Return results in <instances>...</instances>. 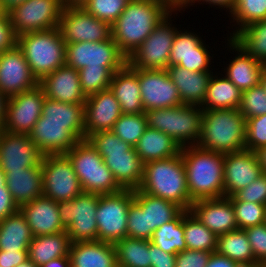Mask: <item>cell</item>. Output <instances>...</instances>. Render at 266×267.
I'll use <instances>...</instances> for the list:
<instances>
[{
	"mask_svg": "<svg viewBox=\"0 0 266 267\" xmlns=\"http://www.w3.org/2000/svg\"><path fill=\"white\" fill-rule=\"evenodd\" d=\"M24 1L26 0H2L3 6L6 8L7 11L13 6H16Z\"/></svg>",
	"mask_w": 266,
	"mask_h": 267,
	"instance_id": "89a4df30",
	"label": "cell"
},
{
	"mask_svg": "<svg viewBox=\"0 0 266 267\" xmlns=\"http://www.w3.org/2000/svg\"><path fill=\"white\" fill-rule=\"evenodd\" d=\"M213 58L214 54H188L177 66L194 72H213L215 71V68H211V64L214 63L211 61Z\"/></svg>",
	"mask_w": 266,
	"mask_h": 267,
	"instance_id": "11a10c76",
	"label": "cell"
},
{
	"mask_svg": "<svg viewBox=\"0 0 266 267\" xmlns=\"http://www.w3.org/2000/svg\"><path fill=\"white\" fill-rule=\"evenodd\" d=\"M147 129L145 113L122 114L115 122L112 129L113 133L120 139L135 147L139 138Z\"/></svg>",
	"mask_w": 266,
	"mask_h": 267,
	"instance_id": "ee69618b",
	"label": "cell"
},
{
	"mask_svg": "<svg viewBox=\"0 0 266 267\" xmlns=\"http://www.w3.org/2000/svg\"><path fill=\"white\" fill-rule=\"evenodd\" d=\"M231 200H242L266 205V174H262L248 186L238 190L232 196Z\"/></svg>",
	"mask_w": 266,
	"mask_h": 267,
	"instance_id": "816d5d0a",
	"label": "cell"
},
{
	"mask_svg": "<svg viewBox=\"0 0 266 267\" xmlns=\"http://www.w3.org/2000/svg\"><path fill=\"white\" fill-rule=\"evenodd\" d=\"M264 223L266 224V211H265V219H264Z\"/></svg>",
	"mask_w": 266,
	"mask_h": 267,
	"instance_id": "b9fcfbb0",
	"label": "cell"
},
{
	"mask_svg": "<svg viewBox=\"0 0 266 267\" xmlns=\"http://www.w3.org/2000/svg\"><path fill=\"white\" fill-rule=\"evenodd\" d=\"M69 257L71 267H115L117 264L114 244L98 240L71 243Z\"/></svg>",
	"mask_w": 266,
	"mask_h": 267,
	"instance_id": "f546056e",
	"label": "cell"
},
{
	"mask_svg": "<svg viewBox=\"0 0 266 267\" xmlns=\"http://www.w3.org/2000/svg\"><path fill=\"white\" fill-rule=\"evenodd\" d=\"M238 229H246L264 223L266 205L254 202L232 200Z\"/></svg>",
	"mask_w": 266,
	"mask_h": 267,
	"instance_id": "bcb514c9",
	"label": "cell"
},
{
	"mask_svg": "<svg viewBox=\"0 0 266 267\" xmlns=\"http://www.w3.org/2000/svg\"><path fill=\"white\" fill-rule=\"evenodd\" d=\"M87 140L102 156L122 189H138L144 176V163L132 147L113 131H101L90 135Z\"/></svg>",
	"mask_w": 266,
	"mask_h": 267,
	"instance_id": "3957f363",
	"label": "cell"
},
{
	"mask_svg": "<svg viewBox=\"0 0 266 267\" xmlns=\"http://www.w3.org/2000/svg\"><path fill=\"white\" fill-rule=\"evenodd\" d=\"M266 146V114L246 119L245 149L256 152Z\"/></svg>",
	"mask_w": 266,
	"mask_h": 267,
	"instance_id": "f907efd6",
	"label": "cell"
},
{
	"mask_svg": "<svg viewBox=\"0 0 266 267\" xmlns=\"http://www.w3.org/2000/svg\"><path fill=\"white\" fill-rule=\"evenodd\" d=\"M17 45V36L14 32L8 13L0 18V53L12 49Z\"/></svg>",
	"mask_w": 266,
	"mask_h": 267,
	"instance_id": "9f6ffc18",
	"label": "cell"
},
{
	"mask_svg": "<svg viewBox=\"0 0 266 267\" xmlns=\"http://www.w3.org/2000/svg\"><path fill=\"white\" fill-rule=\"evenodd\" d=\"M43 195L55 202L72 200L83 192L66 154L43 155L41 161Z\"/></svg>",
	"mask_w": 266,
	"mask_h": 267,
	"instance_id": "4fadbf2b",
	"label": "cell"
},
{
	"mask_svg": "<svg viewBox=\"0 0 266 267\" xmlns=\"http://www.w3.org/2000/svg\"><path fill=\"white\" fill-rule=\"evenodd\" d=\"M122 68H87L78 70L82 92L86 97L108 89L113 74Z\"/></svg>",
	"mask_w": 266,
	"mask_h": 267,
	"instance_id": "f6af8a7d",
	"label": "cell"
},
{
	"mask_svg": "<svg viewBox=\"0 0 266 267\" xmlns=\"http://www.w3.org/2000/svg\"><path fill=\"white\" fill-rule=\"evenodd\" d=\"M18 210L19 207L13 201L12 196L5 184L3 187H1L0 191V220H3L7 216L16 213Z\"/></svg>",
	"mask_w": 266,
	"mask_h": 267,
	"instance_id": "680465c9",
	"label": "cell"
},
{
	"mask_svg": "<svg viewBox=\"0 0 266 267\" xmlns=\"http://www.w3.org/2000/svg\"><path fill=\"white\" fill-rule=\"evenodd\" d=\"M246 119L239 109L204 110L197 146L223 154L245 149Z\"/></svg>",
	"mask_w": 266,
	"mask_h": 267,
	"instance_id": "5b68a950",
	"label": "cell"
},
{
	"mask_svg": "<svg viewBox=\"0 0 266 267\" xmlns=\"http://www.w3.org/2000/svg\"><path fill=\"white\" fill-rule=\"evenodd\" d=\"M245 230L253 256L259 265L266 266V224L248 227Z\"/></svg>",
	"mask_w": 266,
	"mask_h": 267,
	"instance_id": "f5cc1de1",
	"label": "cell"
},
{
	"mask_svg": "<svg viewBox=\"0 0 266 267\" xmlns=\"http://www.w3.org/2000/svg\"><path fill=\"white\" fill-rule=\"evenodd\" d=\"M153 233L148 229L147 212L133 200L128 209L127 237L151 240Z\"/></svg>",
	"mask_w": 266,
	"mask_h": 267,
	"instance_id": "681fc988",
	"label": "cell"
},
{
	"mask_svg": "<svg viewBox=\"0 0 266 267\" xmlns=\"http://www.w3.org/2000/svg\"><path fill=\"white\" fill-rule=\"evenodd\" d=\"M45 95L35 88L7 98L3 130L15 134H29L42 115Z\"/></svg>",
	"mask_w": 266,
	"mask_h": 267,
	"instance_id": "2e32d148",
	"label": "cell"
},
{
	"mask_svg": "<svg viewBox=\"0 0 266 267\" xmlns=\"http://www.w3.org/2000/svg\"><path fill=\"white\" fill-rule=\"evenodd\" d=\"M115 267H126V266H122V265H120V264H116Z\"/></svg>",
	"mask_w": 266,
	"mask_h": 267,
	"instance_id": "2a66077c",
	"label": "cell"
},
{
	"mask_svg": "<svg viewBox=\"0 0 266 267\" xmlns=\"http://www.w3.org/2000/svg\"><path fill=\"white\" fill-rule=\"evenodd\" d=\"M42 123L68 124V129L79 140H84V104L63 103L45 97Z\"/></svg>",
	"mask_w": 266,
	"mask_h": 267,
	"instance_id": "4dcf8cb0",
	"label": "cell"
},
{
	"mask_svg": "<svg viewBox=\"0 0 266 267\" xmlns=\"http://www.w3.org/2000/svg\"><path fill=\"white\" fill-rule=\"evenodd\" d=\"M166 70L178 90L182 104L201 107L213 72H194L177 65Z\"/></svg>",
	"mask_w": 266,
	"mask_h": 267,
	"instance_id": "83f0119b",
	"label": "cell"
},
{
	"mask_svg": "<svg viewBox=\"0 0 266 267\" xmlns=\"http://www.w3.org/2000/svg\"><path fill=\"white\" fill-rule=\"evenodd\" d=\"M138 190L190 211L193 201L189 196L181 152L174 157L144 164V176Z\"/></svg>",
	"mask_w": 266,
	"mask_h": 267,
	"instance_id": "277c9868",
	"label": "cell"
},
{
	"mask_svg": "<svg viewBox=\"0 0 266 267\" xmlns=\"http://www.w3.org/2000/svg\"><path fill=\"white\" fill-rule=\"evenodd\" d=\"M4 185H5V174L0 169V191H1V187H3Z\"/></svg>",
	"mask_w": 266,
	"mask_h": 267,
	"instance_id": "34e18365",
	"label": "cell"
},
{
	"mask_svg": "<svg viewBox=\"0 0 266 267\" xmlns=\"http://www.w3.org/2000/svg\"><path fill=\"white\" fill-rule=\"evenodd\" d=\"M195 3L198 5H208L209 4V7H215V9L219 8L220 10L224 9L226 11L227 14H231L234 7H235V4H236V0H188L186 2V5L184 7V9L182 11H185V9L188 8L190 9V6H194ZM229 12V13H228Z\"/></svg>",
	"mask_w": 266,
	"mask_h": 267,
	"instance_id": "94428289",
	"label": "cell"
},
{
	"mask_svg": "<svg viewBox=\"0 0 266 267\" xmlns=\"http://www.w3.org/2000/svg\"><path fill=\"white\" fill-rule=\"evenodd\" d=\"M183 210L175 219L158 227L151 238V243L169 254H177L187 249L184 239V215Z\"/></svg>",
	"mask_w": 266,
	"mask_h": 267,
	"instance_id": "74e56055",
	"label": "cell"
},
{
	"mask_svg": "<svg viewBox=\"0 0 266 267\" xmlns=\"http://www.w3.org/2000/svg\"><path fill=\"white\" fill-rule=\"evenodd\" d=\"M178 16V10H173L160 22L146 40L128 58V64L139 69H167L175 34L180 27L173 24L171 18ZM175 25V26H174Z\"/></svg>",
	"mask_w": 266,
	"mask_h": 267,
	"instance_id": "30bf717a",
	"label": "cell"
},
{
	"mask_svg": "<svg viewBox=\"0 0 266 267\" xmlns=\"http://www.w3.org/2000/svg\"><path fill=\"white\" fill-rule=\"evenodd\" d=\"M212 253L186 249L176 254L175 267H206Z\"/></svg>",
	"mask_w": 266,
	"mask_h": 267,
	"instance_id": "db71d44e",
	"label": "cell"
},
{
	"mask_svg": "<svg viewBox=\"0 0 266 267\" xmlns=\"http://www.w3.org/2000/svg\"><path fill=\"white\" fill-rule=\"evenodd\" d=\"M256 154L258 156L260 167L262 168L263 173L266 174V146L257 150Z\"/></svg>",
	"mask_w": 266,
	"mask_h": 267,
	"instance_id": "003e7915",
	"label": "cell"
},
{
	"mask_svg": "<svg viewBox=\"0 0 266 267\" xmlns=\"http://www.w3.org/2000/svg\"><path fill=\"white\" fill-rule=\"evenodd\" d=\"M130 0H88L83 6L95 18L112 25Z\"/></svg>",
	"mask_w": 266,
	"mask_h": 267,
	"instance_id": "7dc6e473",
	"label": "cell"
},
{
	"mask_svg": "<svg viewBox=\"0 0 266 267\" xmlns=\"http://www.w3.org/2000/svg\"><path fill=\"white\" fill-rule=\"evenodd\" d=\"M99 197V194L82 192L72 200L58 202L61 222L71 243L97 240Z\"/></svg>",
	"mask_w": 266,
	"mask_h": 267,
	"instance_id": "9c48e42d",
	"label": "cell"
},
{
	"mask_svg": "<svg viewBox=\"0 0 266 267\" xmlns=\"http://www.w3.org/2000/svg\"><path fill=\"white\" fill-rule=\"evenodd\" d=\"M33 237L20 210L0 220V250H28Z\"/></svg>",
	"mask_w": 266,
	"mask_h": 267,
	"instance_id": "e575fe53",
	"label": "cell"
},
{
	"mask_svg": "<svg viewBox=\"0 0 266 267\" xmlns=\"http://www.w3.org/2000/svg\"><path fill=\"white\" fill-rule=\"evenodd\" d=\"M39 85L24 57L16 45L0 53V93L6 98L29 91Z\"/></svg>",
	"mask_w": 266,
	"mask_h": 267,
	"instance_id": "ac0fdd59",
	"label": "cell"
},
{
	"mask_svg": "<svg viewBox=\"0 0 266 267\" xmlns=\"http://www.w3.org/2000/svg\"><path fill=\"white\" fill-rule=\"evenodd\" d=\"M216 252L226 256L242 267L259 265L244 229H237L218 236Z\"/></svg>",
	"mask_w": 266,
	"mask_h": 267,
	"instance_id": "8d00e7d4",
	"label": "cell"
},
{
	"mask_svg": "<svg viewBox=\"0 0 266 267\" xmlns=\"http://www.w3.org/2000/svg\"><path fill=\"white\" fill-rule=\"evenodd\" d=\"M239 111L245 119L266 114V92L261 84L242 92Z\"/></svg>",
	"mask_w": 266,
	"mask_h": 267,
	"instance_id": "c3c4849f",
	"label": "cell"
},
{
	"mask_svg": "<svg viewBox=\"0 0 266 267\" xmlns=\"http://www.w3.org/2000/svg\"><path fill=\"white\" fill-rule=\"evenodd\" d=\"M117 264L151 267L150 240L125 237L114 244Z\"/></svg>",
	"mask_w": 266,
	"mask_h": 267,
	"instance_id": "f35d334b",
	"label": "cell"
},
{
	"mask_svg": "<svg viewBox=\"0 0 266 267\" xmlns=\"http://www.w3.org/2000/svg\"><path fill=\"white\" fill-rule=\"evenodd\" d=\"M46 98L63 103L84 104L87 97L82 92L79 73L63 65L39 81Z\"/></svg>",
	"mask_w": 266,
	"mask_h": 267,
	"instance_id": "cb8c5ba5",
	"label": "cell"
},
{
	"mask_svg": "<svg viewBox=\"0 0 266 267\" xmlns=\"http://www.w3.org/2000/svg\"><path fill=\"white\" fill-rule=\"evenodd\" d=\"M5 184L13 201L20 207L43 196L42 167L22 168L5 173Z\"/></svg>",
	"mask_w": 266,
	"mask_h": 267,
	"instance_id": "f1b7e54d",
	"label": "cell"
},
{
	"mask_svg": "<svg viewBox=\"0 0 266 267\" xmlns=\"http://www.w3.org/2000/svg\"><path fill=\"white\" fill-rule=\"evenodd\" d=\"M231 25V32L226 38H233L242 28L247 25L266 20V0H236L235 7L228 15ZM231 17V18H230Z\"/></svg>",
	"mask_w": 266,
	"mask_h": 267,
	"instance_id": "7bdbcfd3",
	"label": "cell"
},
{
	"mask_svg": "<svg viewBox=\"0 0 266 267\" xmlns=\"http://www.w3.org/2000/svg\"><path fill=\"white\" fill-rule=\"evenodd\" d=\"M43 154L27 134H15L0 130V169L17 171L22 168L39 167Z\"/></svg>",
	"mask_w": 266,
	"mask_h": 267,
	"instance_id": "d6986e66",
	"label": "cell"
},
{
	"mask_svg": "<svg viewBox=\"0 0 266 267\" xmlns=\"http://www.w3.org/2000/svg\"><path fill=\"white\" fill-rule=\"evenodd\" d=\"M160 1L165 2L171 9L178 10L180 13H182V10L186 5L185 0H160Z\"/></svg>",
	"mask_w": 266,
	"mask_h": 267,
	"instance_id": "e7e4bbea",
	"label": "cell"
},
{
	"mask_svg": "<svg viewBox=\"0 0 266 267\" xmlns=\"http://www.w3.org/2000/svg\"><path fill=\"white\" fill-rule=\"evenodd\" d=\"M134 201L147 212L148 229L153 232L175 219L183 209L177 204L162 198L150 195L138 189L134 190Z\"/></svg>",
	"mask_w": 266,
	"mask_h": 267,
	"instance_id": "d590c367",
	"label": "cell"
},
{
	"mask_svg": "<svg viewBox=\"0 0 266 267\" xmlns=\"http://www.w3.org/2000/svg\"><path fill=\"white\" fill-rule=\"evenodd\" d=\"M6 102L7 98L0 93V130L5 122Z\"/></svg>",
	"mask_w": 266,
	"mask_h": 267,
	"instance_id": "03108f58",
	"label": "cell"
},
{
	"mask_svg": "<svg viewBox=\"0 0 266 267\" xmlns=\"http://www.w3.org/2000/svg\"><path fill=\"white\" fill-rule=\"evenodd\" d=\"M64 8L83 7L88 0H61Z\"/></svg>",
	"mask_w": 266,
	"mask_h": 267,
	"instance_id": "a7ac6f4b",
	"label": "cell"
},
{
	"mask_svg": "<svg viewBox=\"0 0 266 267\" xmlns=\"http://www.w3.org/2000/svg\"><path fill=\"white\" fill-rule=\"evenodd\" d=\"M195 32L185 28L184 31L183 28L177 30L170 51L169 67L178 65L188 54H212L209 49L211 46L202 39L203 35Z\"/></svg>",
	"mask_w": 266,
	"mask_h": 267,
	"instance_id": "b9f144b4",
	"label": "cell"
},
{
	"mask_svg": "<svg viewBox=\"0 0 266 267\" xmlns=\"http://www.w3.org/2000/svg\"><path fill=\"white\" fill-rule=\"evenodd\" d=\"M7 14L6 8L3 6L2 0H0V18Z\"/></svg>",
	"mask_w": 266,
	"mask_h": 267,
	"instance_id": "753ad0ef",
	"label": "cell"
},
{
	"mask_svg": "<svg viewBox=\"0 0 266 267\" xmlns=\"http://www.w3.org/2000/svg\"><path fill=\"white\" fill-rule=\"evenodd\" d=\"M34 237L53 235L66 231L61 222L58 202L51 198L37 197L19 207Z\"/></svg>",
	"mask_w": 266,
	"mask_h": 267,
	"instance_id": "d4e9b609",
	"label": "cell"
},
{
	"mask_svg": "<svg viewBox=\"0 0 266 267\" xmlns=\"http://www.w3.org/2000/svg\"><path fill=\"white\" fill-rule=\"evenodd\" d=\"M28 135L43 155L66 154L80 141L68 124L42 123V115Z\"/></svg>",
	"mask_w": 266,
	"mask_h": 267,
	"instance_id": "484cf974",
	"label": "cell"
},
{
	"mask_svg": "<svg viewBox=\"0 0 266 267\" xmlns=\"http://www.w3.org/2000/svg\"><path fill=\"white\" fill-rule=\"evenodd\" d=\"M184 239L187 249L216 252L218 236L188 211L184 215Z\"/></svg>",
	"mask_w": 266,
	"mask_h": 267,
	"instance_id": "ab89813d",
	"label": "cell"
},
{
	"mask_svg": "<svg viewBox=\"0 0 266 267\" xmlns=\"http://www.w3.org/2000/svg\"><path fill=\"white\" fill-rule=\"evenodd\" d=\"M151 267H175L176 254H169L161 250L150 241Z\"/></svg>",
	"mask_w": 266,
	"mask_h": 267,
	"instance_id": "6f0895ef",
	"label": "cell"
},
{
	"mask_svg": "<svg viewBox=\"0 0 266 267\" xmlns=\"http://www.w3.org/2000/svg\"><path fill=\"white\" fill-rule=\"evenodd\" d=\"M110 90L120 104L122 114L144 113L137 68L128 63L113 74Z\"/></svg>",
	"mask_w": 266,
	"mask_h": 267,
	"instance_id": "4316f807",
	"label": "cell"
},
{
	"mask_svg": "<svg viewBox=\"0 0 266 267\" xmlns=\"http://www.w3.org/2000/svg\"><path fill=\"white\" fill-rule=\"evenodd\" d=\"M16 267H39V266H37L33 261H31L28 258L24 262H22L19 265H17Z\"/></svg>",
	"mask_w": 266,
	"mask_h": 267,
	"instance_id": "2644e50d",
	"label": "cell"
},
{
	"mask_svg": "<svg viewBox=\"0 0 266 267\" xmlns=\"http://www.w3.org/2000/svg\"><path fill=\"white\" fill-rule=\"evenodd\" d=\"M190 211L217 236L238 229L232 200L229 197L194 201Z\"/></svg>",
	"mask_w": 266,
	"mask_h": 267,
	"instance_id": "603a6c76",
	"label": "cell"
},
{
	"mask_svg": "<svg viewBox=\"0 0 266 267\" xmlns=\"http://www.w3.org/2000/svg\"><path fill=\"white\" fill-rule=\"evenodd\" d=\"M128 58L112 37L106 41L66 44V65L77 71L87 68H123Z\"/></svg>",
	"mask_w": 266,
	"mask_h": 267,
	"instance_id": "5bb4252c",
	"label": "cell"
},
{
	"mask_svg": "<svg viewBox=\"0 0 266 267\" xmlns=\"http://www.w3.org/2000/svg\"><path fill=\"white\" fill-rule=\"evenodd\" d=\"M40 267H71V261L69 256L59 257L48 261Z\"/></svg>",
	"mask_w": 266,
	"mask_h": 267,
	"instance_id": "be15d7a7",
	"label": "cell"
},
{
	"mask_svg": "<svg viewBox=\"0 0 266 267\" xmlns=\"http://www.w3.org/2000/svg\"><path fill=\"white\" fill-rule=\"evenodd\" d=\"M191 200L224 197V154L197 145L181 147Z\"/></svg>",
	"mask_w": 266,
	"mask_h": 267,
	"instance_id": "7a4b0ae2",
	"label": "cell"
},
{
	"mask_svg": "<svg viewBox=\"0 0 266 267\" xmlns=\"http://www.w3.org/2000/svg\"><path fill=\"white\" fill-rule=\"evenodd\" d=\"M136 153L146 164L178 155L181 146L165 133L147 127L135 146Z\"/></svg>",
	"mask_w": 266,
	"mask_h": 267,
	"instance_id": "1f68e13d",
	"label": "cell"
},
{
	"mask_svg": "<svg viewBox=\"0 0 266 267\" xmlns=\"http://www.w3.org/2000/svg\"><path fill=\"white\" fill-rule=\"evenodd\" d=\"M206 267H242L226 256L213 252L209 257Z\"/></svg>",
	"mask_w": 266,
	"mask_h": 267,
	"instance_id": "6125c7cd",
	"label": "cell"
},
{
	"mask_svg": "<svg viewBox=\"0 0 266 267\" xmlns=\"http://www.w3.org/2000/svg\"><path fill=\"white\" fill-rule=\"evenodd\" d=\"M144 111L182 105L178 90L166 69L137 68Z\"/></svg>",
	"mask_w": 266,
	"mask_h": 267,
	"instance_id": "e0dca14e",
	"label": "cell"
},
{
	"mask_svg": "<svg viewBox=\"0 0 266 267\" xmlns=\"http://www.w3.org/2000/svg\"><path fill=\"white\" fill-rule=\"evenodd\" d=\"M17 46L38 81L66 65V43L59 28L22 34Z\"/></svg>",
	"mask_w": 266,
	"mask_h": 267,
	"instance_id": "8992f818",
	"label": "cell"
},
{
	"mask_svg": "<svg viewBox=\"0 0 266 267\" xmlns=\"http://www.w3.org/2000/svg\"><path fill=\"white\" fill-rule=\"evenodd\" d=\"M215 72L209 80L201 109H239L242 92L223 74Z\"/></svg>",
	"mask_w": 266,
	"mask_h": 267,
	"instance_id": "d6a6232c",
	"label": "cell"
},
{
	"mask_svg": "<svg viewBox=\"0 0 266 267\" xmlns=\"http://www.w3.org/2000/svg\"><path fill=\"white\" fill-rule=\"evenodd\" d=\"M263 174L256 152L241 150L224 154V197H230Z\"/></svg>",
	"mask_w": 266,
	"mask_h": 267,
	"instance_id": "44dd1931",
	"label": "cell"
},
{
	"mask_svg": "<svg viewBox=\"0 0 266 267\" xmlns=\"http://www.w3.org/2000/svg\"><path fill=\"white\" fill-rule=\"evenodd\" d=\"M147 127L157 129L181 147L197 145L201 133L203 110L200 106L184 105L144 112Z\"/></svg>",
	"mask_w": 266,
	"mask_h": 267,
	"instance_id": "52a82bcc",
	"label": "cell"
},
{
	"mask_svg": "<svg viewBox=\"0 0 266 267\" xmlns=\"http://www.w3.org/2000/svg\"><path fill=\"white\" fill-rule=\"evenodd\" d=\"M133 200L132 189L100 195L96 211L98 241L115 244L127 237L128 209Z\"/></svg>",
	"mask_w": 266,
	"mask_h": 267,
	"instance_id": "8fae6325",
	"label": "cell"
},
{
	"mask_svg": "<svg viewBox=\"0 0 266 267\" xmlns=\"http://www.w3.org/2000/svg\"><path fill=\"white\" fill-rule=\"evenodd\" d=\"M28 259V250H0V267H16Z\"/></svg>",
	"mask_w": 266,
	"mask_h": 267,
	"instance_id": "91938a15",
	"label": "cell"
},
{
	"mask_svg": "<svg viewBox=\"0 0 266 267\" xmlns=\"http://www.w3.org/2000/svg\"><path fill=\"white\" fill-rule=\"evenodd\" d=\"M58 28L66 44L106 41L112 37L111 25L83 7L64 8Z\"/></svg>",
	"mask_w": 266,
	"mask_h": 267,
	"instance_id": "9a60e30c",
	"label": "cell"
},
{
	"mask_svg": "<svg viewBox=\"0 0 266 267\" xmlns=\"http://www.w3.org/2000/svg\"><path fill=\"white\" fill-rule=\"evenodd\" d=\"M122 115L120 104L110 88L87 97L84 103V135L101 131H112Z\"/></svg>",
	"mask_w": 266,
	"mask_h": 267,
	"instance_id": "ffe728a7",
	"label": "cell"
},
{
	"mask_svg": "<svg viewBox=\"0 0 266 267\" xmlns=\"http://www.w3.org/2000/svg\"><path fill=\"white\" fill-rule=\"evenodd\" d=\"M71 241L66 231L33 237L28 247V258L37 266L50 260L69 256Z\"/></svg>",
	"mask_w": 266,
	"mask_h": 267,
	"instance_id": "836d02e7",
	"label": "cell"
},
{
	"mask_svg": "<svg viewBox=\"0 0 266 267\" xmlns=\"http://www.w3.org/2000/svg\"><path fill=\"white\" fill-rule=\"evenodd\" d=\"M66 155L72 162L83 192L105 195L122 190L102 156L87 139L78 141Z\"/></svg>",
	"mask_w": 266,
	"mask_h": 267,
	"instance_id": "ba28073f",
	"label": "cell"
},
{
	"mask_svg": "<svg viewBox=\"0 0 266 267\" xmlns=\"http://www.w3.org/2000/svg\"><path fill=\"white\" fill-rule=\"evenodd\" d=\"M260 84L264 87L266 92V67L264 68L262 74H261V82Z\"/></svg>",
	"mask_w": 266,
	"mask_h": 267,
	"instance_id": "8c879c8a",
	"label": "cell"
},
{
	"mask_svg": "<svg viewBox=\"0 0 266 267\" xmlns=\"http://www.w3.org/2000/svg\"><path fill=\"white\" fill-rule=\"evenodd\" d=\"M249 267H266V266H263V265H256V266H249Z\"/></svg>",
	"mask_w": 266,
	"mask_h": 267,
	"instance_id": "11e5206c",
	"label": "cell"
},
{
	"mask_svg": "<svg viewBox=\"0 0 266 267\" xmlns=\"http://www.w3.org/2000/svg\"><path fill=\"white\" fill-rule=\"evenodd\" d=\"M226 47L235 57L229 63L223 61L221 71L241 92L257 86L261 82V74L266 67L263 63L254 59L242 47H240L232 38H227ZM225 63V64H224ZM224 69V70H223Z\"/></svg>",
	"mask_w": 266,
	"mask_h": 267,
	"instance_id": "7402d4cb",
	"label": "cell"
},
{
	"mask_svg": "<svg viewBox=\"0 0 266 267\" xmlns=\"http://www.w3.org/2000/svg\"><path fill=\"white\" fill-rule=\"evenodd\" d=\"M172 11L160 0H130L111 25L112 39L129 58Z\"/></svg>",
	"mask_w": 266,
	"mask_h": 267,
	"instance_id": "6da1fadb",
	"label": "cell"
},
{
	"mask_svg": "<svg viewBox=\"0 0 266 267\" xmlns=\"http://www.w3.org/2000/svg\"><path fill=\"white\" fill-rule=\"evenodd\" d=\"M64 7L61 0H26L10 8V17L16 36L58 28Z\"/></svg>",
	"mask_w": 266,
	"mask_h": 267,
	"instance_id": "7c38bea8",
	"label": "cell"
},
{
	"mask_svg": "<svg viewBox=\"0 0 266 267\" xmlns=\"http://www.w3.org/2000/svg\"><path fill=\"white\" fill-rule=\"evenodd\" d=\"M232 39L254 59L266 65V20L247 25Z\"/></svg>",
	"mask_w": 266,
	"mask_h": 267,
	"instance_id": "60d3db41",
	"label": "cell"
}]
</instances>
